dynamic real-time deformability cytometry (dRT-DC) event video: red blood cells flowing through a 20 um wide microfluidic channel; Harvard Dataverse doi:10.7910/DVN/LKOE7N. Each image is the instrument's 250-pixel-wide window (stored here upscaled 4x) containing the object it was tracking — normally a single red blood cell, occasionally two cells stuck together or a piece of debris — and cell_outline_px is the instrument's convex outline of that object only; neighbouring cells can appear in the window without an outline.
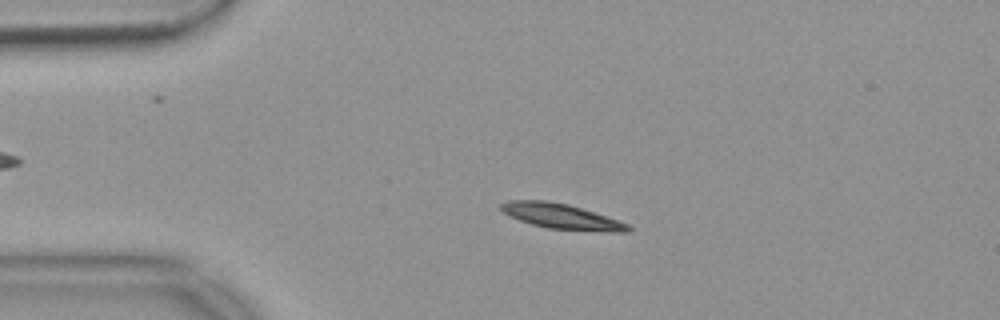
{"species": "common noctule bat (a hibernating species)", "species_latin": "Nyctalus noctula", "temperature_condition": "warm", "stored_images_in_passage": 55, "camera_frame_rate_fps": 3000, "um_per_image_px": 0.085, "animal": {"sex": "female", "body_mass_g": 18.4}, "frame": {"image": 1, "passage_image": 12, "time_ms": 3.667, "image_size_px": [1000, 320], "cell_outline_px": [[632, 228], [628, 232], [608, 232], [548, 228], [532, 224], [508, 216], [500, 208], [500, 204], [508, 200], [548, 200], [568, 204], [628, 224]], "centroid_in_image_um": [47.68, 18.39], "position_along_channel_um": 37.3, "area_um2": 18.44}}
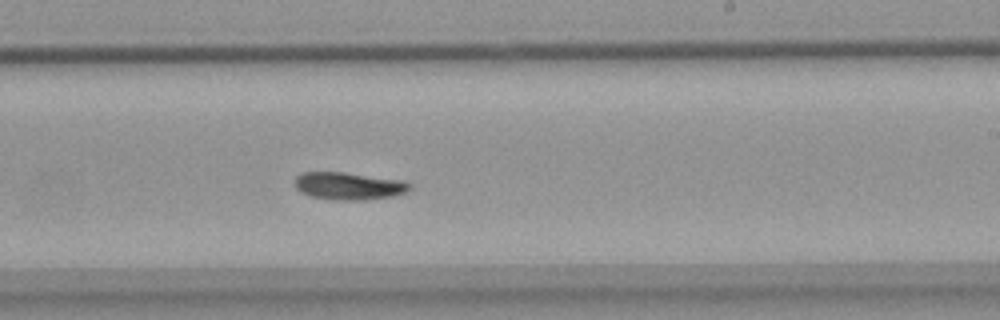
{"frame": {"image": 2, "passage_image": 33, "time_ms": 10.667, "image_size_px": [1000, 320], "cell_outline_px": [[412, 188], [408, 192], [392, 196], [364, 200], [336, 200], [308, 196], [300, 192], [292, 184], [296, 176], [300, 172], [344, 172], [404, 180], [412, 184]], "centroid_in_image_um": [29.63, 15.8], "position_along_channel_um": 259.4, "area_um2": 18.84}}
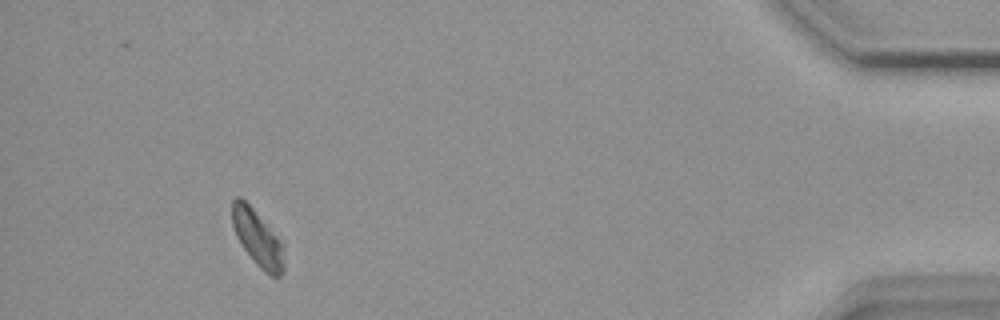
{"frame": {"image": 3, "passage_image": 51, "time_ms": 16.667, "image_size_px": [1000, 320], "cell_outline_px": [[284, 268], [280, 276], [272, 276], [264, 272], [256, 264], [244, 248], [236, 236], [232, 224], [232, 200], [236, 196], [240, 196], [252, 208], [284, 244]], "centroid_in_image_um": [21.9, 20.25], "position_along_channel_um": 413.3, "area_um2": 16.82}, "authors_computed_cell_mechanics": {"area_um2": 18.1492, "velocity_mm_per_s": 3.6473, "shape_relaxation_time_tau1_ms": 6.9369, "shape_relaxation_time_tau2_ms": null, "deformation_change_tau1": 0.1189, "deformation_change_tau2": null}}